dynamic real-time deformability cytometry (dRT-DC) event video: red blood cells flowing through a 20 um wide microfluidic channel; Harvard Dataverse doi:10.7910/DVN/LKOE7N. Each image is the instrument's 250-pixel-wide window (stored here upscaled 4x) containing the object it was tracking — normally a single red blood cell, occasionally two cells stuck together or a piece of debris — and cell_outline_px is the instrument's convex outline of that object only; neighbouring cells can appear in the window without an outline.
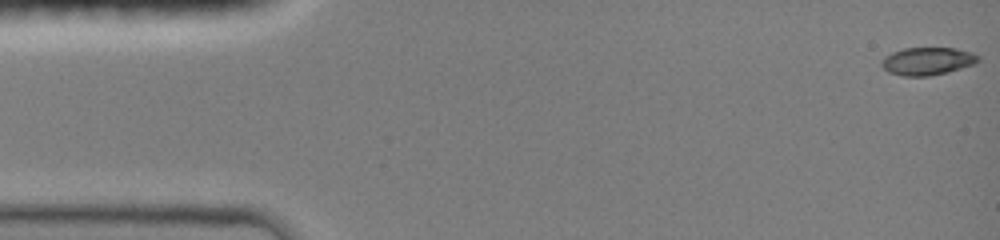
{"species": "common noctule bat (a hibernating species)", "species_latin": "Nyctalus noctula", "temperature_condition": "room temperature", "stored_images_in_passage": 48, "camera_frame_rate_fps": 3000, "um_per_image_px": 0.085, "animal": {"sex": "female", "body_mass_g": 19.0, "forearm_length_mm": 51.5}, "frame": {"image": 1, "passage_image": 1, "time_ms": 0.0, "image_size_px": [1000, 240], "cell_outline_px": [[980, 60], [976, 64], [948, 72], [928, 76], [904, 76], [888, 72], [880, 64], [884, 56], [892, 52], [904, 48], [956, 48], [972, 52], [980, 56]], "centroid_in_image_um": [78.86, 5.19], "position_along_channel_um": 6.1, "area_um2": 15.78}}
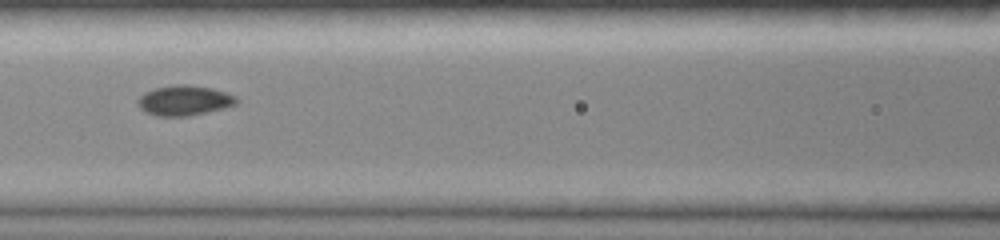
{"frame": {"image": 2, "passage_image": 21, "time_ms": 6.667, "image_size_px": [1000, 240], "cell_outline_px": [[240, 100], [236, 104], [224, 108], [188, 116], [156, 116], [140, 108], [136, 104], [136, 100], [144, 92], [156, 88], [172, 84], [188, 84], [212, 88], [236, 96]], "centroid_in_image_um": [15.66, 8.53], "position_along_channel_um": 150.9, "area_um2": 17.4}}
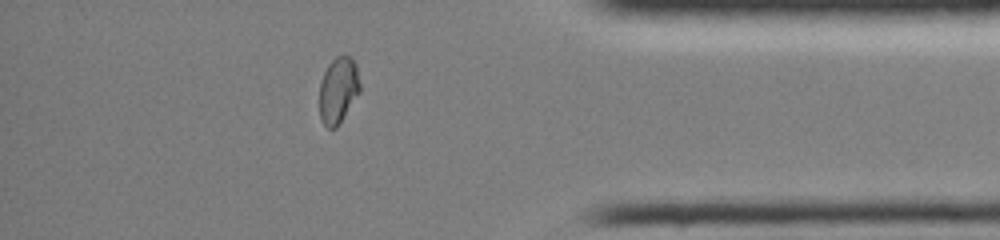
{"frame": {"image": 3, "passage_image": 41, "time_ms": 13.333, "image_size_px": [1000, 240], "cell_outline_px": [[360, 92], [340, 124], [336, 128], [328, 128], [324, 124], [320, 116], [320, 80], [328, 64], [336, 56], [348, 56], [356, 64], [360, 84]], "centroid_in_image_um": [28.76, 7.68], "position_along_channel_um": 406.4, "area_um2": 15.66}, "authors_computed_cell_mechanics": {"area_um2": 16.184, "velocity_mm_per_s": 4.0617, "shape_relaxation_time_tau1_ms": 8.1467, "shape_relaxation_time_tau2_ms": null, "deformation_change_tau1": 0.2236, "deformation_change_tau2": null}}